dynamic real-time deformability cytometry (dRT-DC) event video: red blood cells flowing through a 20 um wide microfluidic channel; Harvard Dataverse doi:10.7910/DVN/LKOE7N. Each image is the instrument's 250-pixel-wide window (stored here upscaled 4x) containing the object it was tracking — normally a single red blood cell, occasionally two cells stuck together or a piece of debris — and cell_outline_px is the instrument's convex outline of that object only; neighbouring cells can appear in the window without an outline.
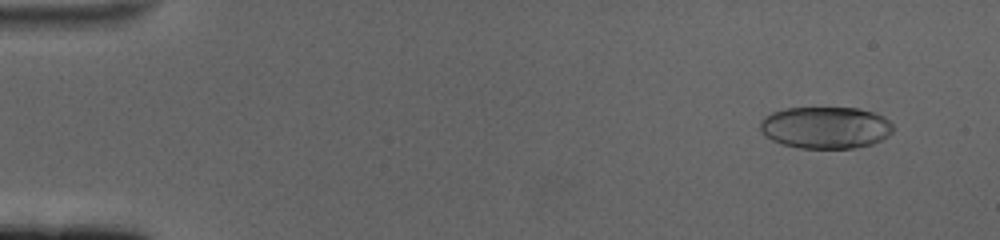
{"species": "human", "species_latin": "Homo sapiens", "temperature_condition": "cold", "stored_images_in_passage": 61, "camera_frame_rate_fps": 3000, "um_per_image_px": 0.085, "donor": {"sex": "female"}, "frame": {"image": 1, "passage_image": 5, "time_ms": 1.333, "image_size_px": [1000, 240], "cell_outline_px": [[892, 132], [888, 136], [872, 144], [852, 148], [800, 148], [784, 144], [772, 140], [764, 136], [760, 132], [760, 120], [764, 116], [772, 112], [788, 108], [860, 108], [884, 116], [892, 124]], "centroid_in_image_um": [70.15, 10.84], "position_along_channel_um": 14.9, "area_um2": 32.54}}
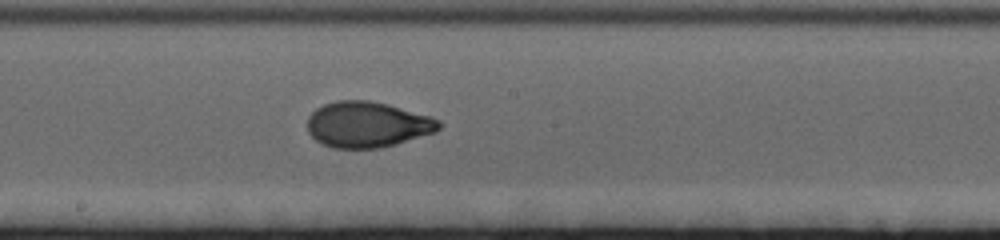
{"frame": {"image": 2, "passage_image": 34, "time_ms": 11.0, "image_size_px": [1000, 240], "cell_outline_px": [[444, 124], [436, 132], [396, 144], [380, 148], [332, 148], [316, 140], [308, 132], [308, 116], [316, 108], [324, 104], [336, 100], [368, 100], [388, 104], [432, 116], [440, 120]], "centroid_in_image_um": [31.26, 10.58], "position_along_channel_um": 216.9, "area_um2": 35.37}}
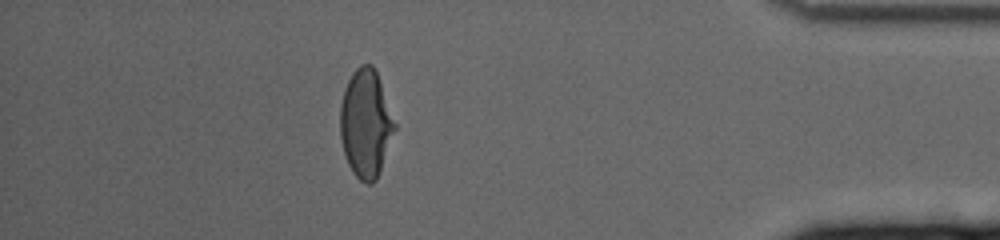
{"frame": {"image": 3, "passage_image": 54, "time_ms": 17.667, "image_size_px": [1000, 240], "cell_outline_px": [[396, 128], [380, 172], [376, 180], [372, 184], [368, 184], [360, 180], [352, 172], [348, 164], [344, 152], [340, 136], [340, 104], [344, 88], [352, 72], [360, 64], [372, 64], [376, 68], [396, 124]], "centroid_in_image_um": [31.09, 10.48], "position_along_channel_um": 404.1, "area_um2": 34.62}, "authors_computed_cell_mechanics": {"area_um2": 33.9864, "velocity_mm_per_s": 3.3876, "shape_relaxation_time_tau1_ms": 5.3617, "shape_relaxation_time_tau2_ms": 1.2252, "deformation_change_tau1": 0.1981, "deformation_change_tau2": 0.054}}